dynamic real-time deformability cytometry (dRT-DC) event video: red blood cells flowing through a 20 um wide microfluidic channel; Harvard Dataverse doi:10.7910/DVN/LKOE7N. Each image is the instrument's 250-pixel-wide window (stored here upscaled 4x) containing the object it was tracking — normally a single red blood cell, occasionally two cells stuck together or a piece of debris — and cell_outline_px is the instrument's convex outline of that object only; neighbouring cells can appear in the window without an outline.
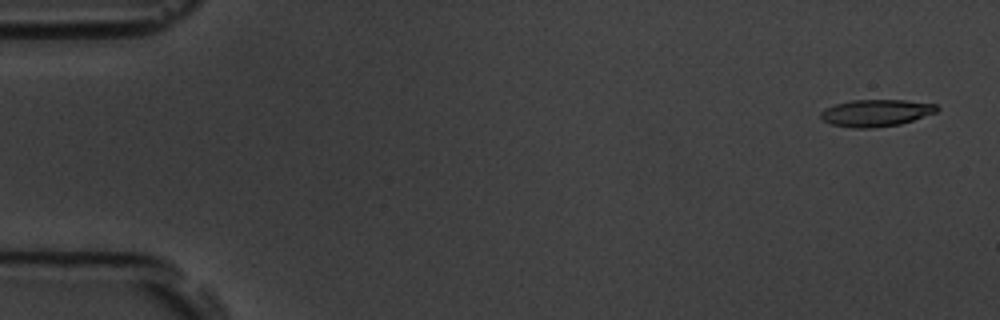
{"species": "common noctule bat (a hibernating species)", "species_latin": "Nyctalus noctula", "temperature_condition": "room temperature", "stored_images_in_passage": 55, "camera_frame_rate_fps": 3000, "um_per_image_px": 0.085, "animal": {"sex": "male", "body_mass_g": 19.5, "forearm_length_mm": 54.6}, "frame": {"image": 1, "passage_image": 3, "time_ms": 0.667, "image_size_px": [1000, 320], "cell_outline_px": [[940, 108], [936, 112], [900, 124], [872, 128], [852, 128], [832, 124], [820, 120], [820, 112], [824, 108], [836, 104], [852, 100], [904, 100], [936, 104]], "centroid_in_image_um": [74.42, 9.6], "position_along_channel_um": 10.6, "area_um2": 18.26}}
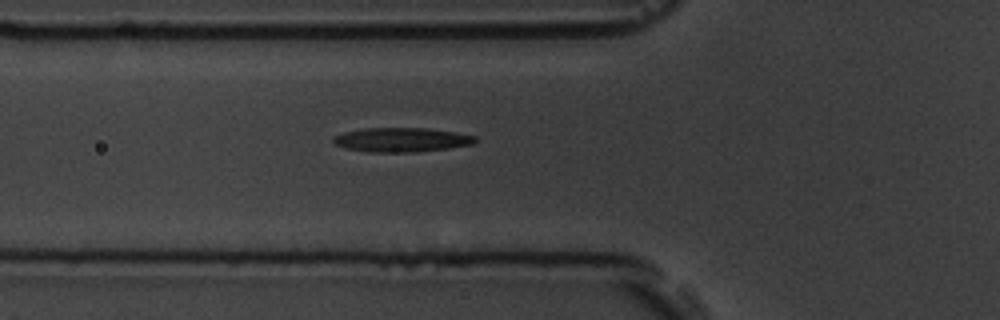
{"frame": {"image": 2, "passage_image": 20, "time_ms": 6.333, "image_size_px": [1000, 320], "cell_outline_px": [[476, 144], [448, 148], [416, 152], [368, 152], [344, 148], [336, 144], [332, 140], [332, 136], [344, 132], [364, 128], [428, 128], [456, 132], [476, 136]], "centroid_in_image_um": [34.13, 11.88], "position_along_channel_um": 91.7, "area_um2": 20.23}}
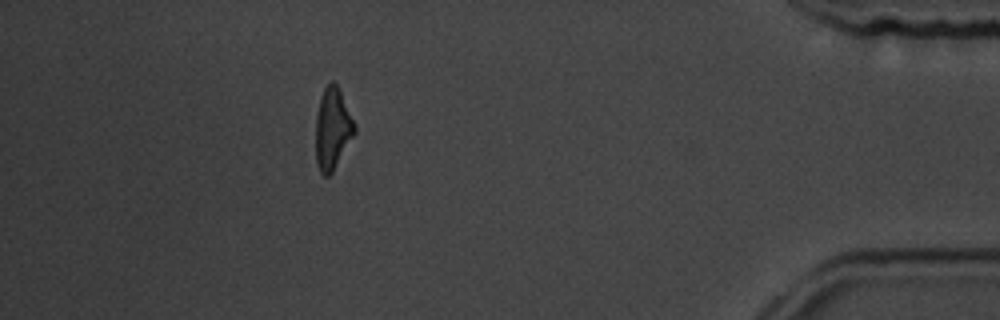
{"frame": {"image": 3, "passage_image": 49, "time_ms": 16.0, "image_size_px": [1000, 320], "cell_outline_px": [[356, 132], [332, 172], [328, 176], [324, 176], [320, 172], [316, 164], [316, 116], [320, 96], [324, 88], [332, 80], [336, 84], [356, 124]], "centroid_in_image_um": [28.26, 10.95], "position_along_channel_um": 406.9, "area_um2": 18.38}, "authors_computed_cell_mechanics": {"area_um2": 19.0162, "velocity_mm_per_s": 3.7838, "shape_relaxation_time_tau1_ms": 8.853, "shape_relaxation_time_tau2_ms": 6.1426, "deformation_change_tau1": 0.2249, "deformation_change_tau2": 0.19}}